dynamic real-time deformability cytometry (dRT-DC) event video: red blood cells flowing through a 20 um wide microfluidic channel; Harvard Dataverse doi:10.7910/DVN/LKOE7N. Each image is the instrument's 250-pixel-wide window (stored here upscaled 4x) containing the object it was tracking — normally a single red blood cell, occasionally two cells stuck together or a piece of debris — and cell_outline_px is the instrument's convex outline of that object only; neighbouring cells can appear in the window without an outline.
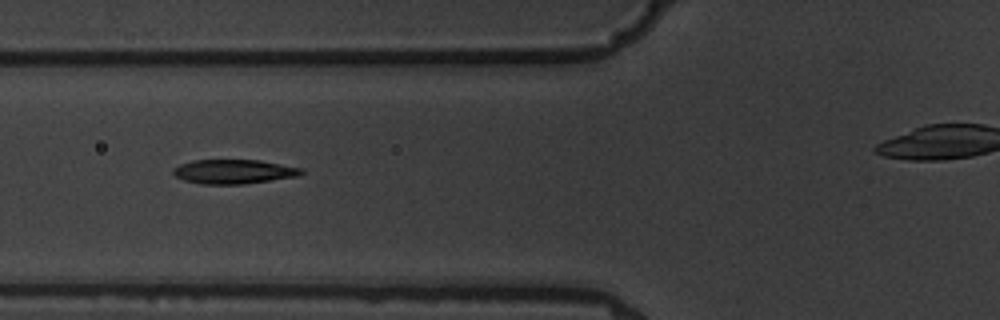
{"species": "common noctule bat (a hibernating species)", "species_latin": "Nyctalus noctula", "temperature_condition": "warm", "stored_images_in_passage": 8, "segment_of_instrument_passage": [1, 2], "camera_frame_rate_fps": 3000, "um_per_image_px": 0.085, "animal": {"sex": "male", "body_mass_g": 19.5, "forearm_length_mm": 54.6}, "frame": {"image": 1, "passage_image": 6, "time_ms": 5.667, "image_size_px": [1000, 320], "cell_outline_px": [[304, 172], [300, 176], [244, 184], [200, 184], [184, 180], [176, 176], [172, 172], [172, 168], [180, 164], [192, 160], [260, 160], [304, 168]], "centroid_in_image_um": [19.89, 14.58], "position_along_channel_um": 105.9, "area_um2": 18.32}}
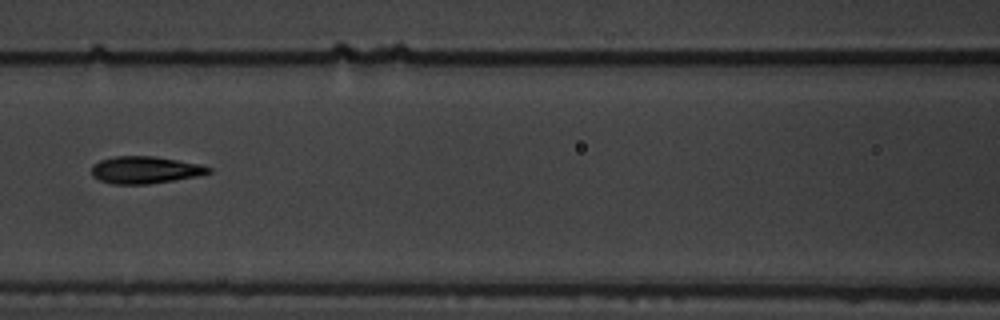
{"frame": {"image": 2, "passage_image": 7, "time_ms": 7.0, "image_size_px": [1000, 320], "cell_outline_px": [[212, 172], [204, 176], [148, 184], [112, 184], [100, 180], [92, 176], [92, 164], [100, 160], [116, 156], [152, 156], [200, 164], [212, 168]], "centroid_in_image_um": [12.38, 14.45], "position_along_channel_um": 154.2, "area_um2": 18.73}}